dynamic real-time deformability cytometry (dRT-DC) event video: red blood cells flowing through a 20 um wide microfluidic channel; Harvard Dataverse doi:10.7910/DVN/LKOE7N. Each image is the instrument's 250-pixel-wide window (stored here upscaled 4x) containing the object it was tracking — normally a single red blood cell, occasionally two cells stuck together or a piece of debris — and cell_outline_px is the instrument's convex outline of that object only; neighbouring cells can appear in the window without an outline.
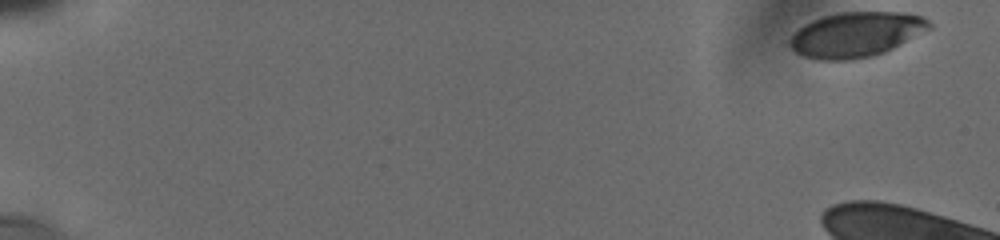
{"species": "human", "species_latin": "Homo sapiens", "temperature_condition": "cold", "stored_images_in_passage": 12, "camera_frame_rate_fps": 3000, "um_per_image_px": 0.085, "donor": {"sex": "male"}, "frame": {"image": 1, "passage_image": 1, "time_ms": 0.0, "image_size_px": [1000, 240], "cell_outline_px": [[932, 28], [884, 52], [872, 56], [852, 60], [816, 60], [804, 56], [796, 52], [788, 44], [788, 40], [804, 24], [812, 20], [836, 12], [900, 12], [920, 16], [928, 20], [932, 24]], "centroid_in_image_um": [72.75, 2.94], "position_along_channel_um": 12.2, "area_um2": 36.47}}